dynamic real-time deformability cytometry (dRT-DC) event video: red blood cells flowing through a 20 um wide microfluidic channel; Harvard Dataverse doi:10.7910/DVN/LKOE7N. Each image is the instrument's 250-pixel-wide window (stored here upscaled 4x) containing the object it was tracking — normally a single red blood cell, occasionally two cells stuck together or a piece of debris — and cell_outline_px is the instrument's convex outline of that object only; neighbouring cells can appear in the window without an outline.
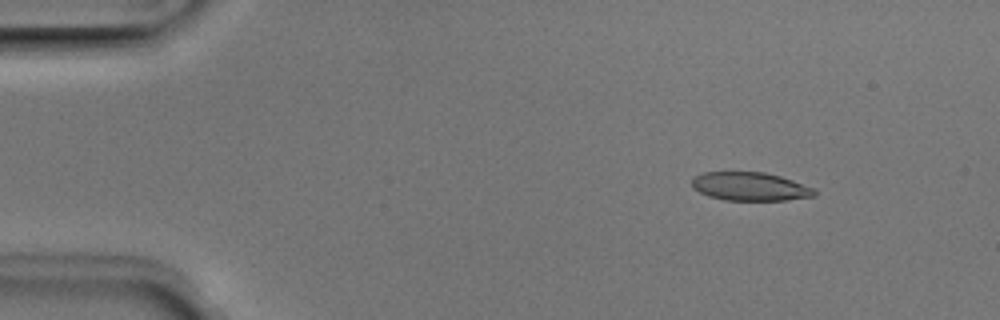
{"species": "Egyptian fruit bat (a non-hibernating species)", "species_latin": "Rousettus aegyptiacus", "temperature_condition": "room temperature", "stored_images_in_passage": 3, "camera_frame_rate_fps": 3000, "um_per_image_px": 0.085, "animal": {"sex": "male"}, "frame": {"image": 1, "passage_image": 2, "time_ms": 0.333, "image_size_px": [1000, 320], "cell_outline_px": [[816, 196], [784, 200], [724, 200], [708, 196], [692, 188], [692, 180], [696, 176], [704, 172], [764, 172], [780, 176], [816, 188]], "centroid_in_image_um": [63.78, 15.85], "position_along_channel_um": 21.2, "area_um2": 20.35}}